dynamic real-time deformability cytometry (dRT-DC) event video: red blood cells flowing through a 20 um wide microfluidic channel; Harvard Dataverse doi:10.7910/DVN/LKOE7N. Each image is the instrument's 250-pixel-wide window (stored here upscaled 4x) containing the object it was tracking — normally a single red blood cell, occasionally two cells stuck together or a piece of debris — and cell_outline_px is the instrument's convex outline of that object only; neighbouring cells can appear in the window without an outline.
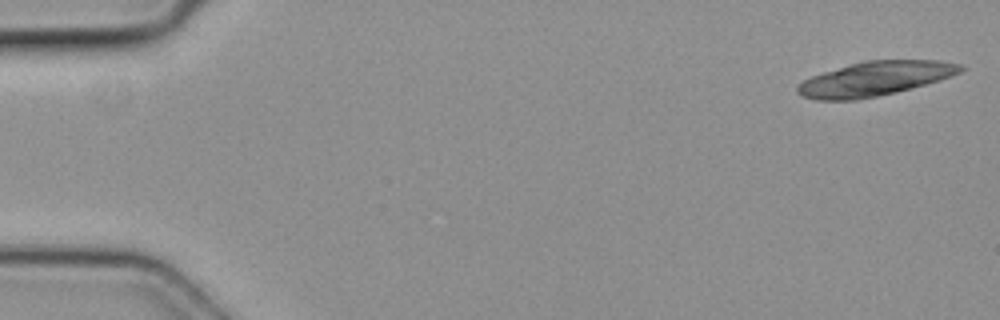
{"species": "common noctule bat (a hibernating species)", "species_latin": "Nyctalus noctula", "temperature_condition": "cold", "stored_images_in_passage": 7, "camera_frame_rate_fps": 3000, "um_per_image_px": 0.085, "animal": {"sex": "female", "body_mass_g": 19.3, "forearm_length_mm": 54.1}, "frame": {"image": 1, "passage_image": 1, "time_ms": 0.0, "image_size_px": [1000, 320], "cell_outline_px": [[968, 68], [960, 72], [940, 80], [896, 92], [856, 100], [816, 100], [804, 96], [796, 92], [796, 88], [804, 80], [812, 76], [824, 72], [864, 60], [936, 60], [960, 64]], "centroid_in_image_um": [74.39, 6.69], "position_along_channel_um": 10.6, "area_um2": 32.31}}
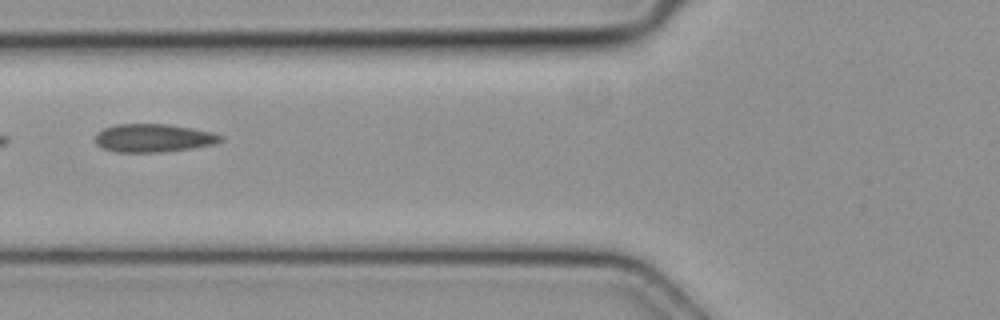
{"frame": {"image": 2, "passage_image": 6, "time_ms": 1.667, "image_size_px": [1000, 320], "cell_outline_px": [[224, 140], [212, 144], [192, 148], [160, 152], [116, 152], [104, 148], [96, 144], [96, 132], [104, 128], [116, 124], [168, 124], [192, 128], [212, 132], [220, 136]], "centroid_in_image_um": [13.01, 11.72], "position_along_channel_um": 112.8, "area_um2": 20.46}}
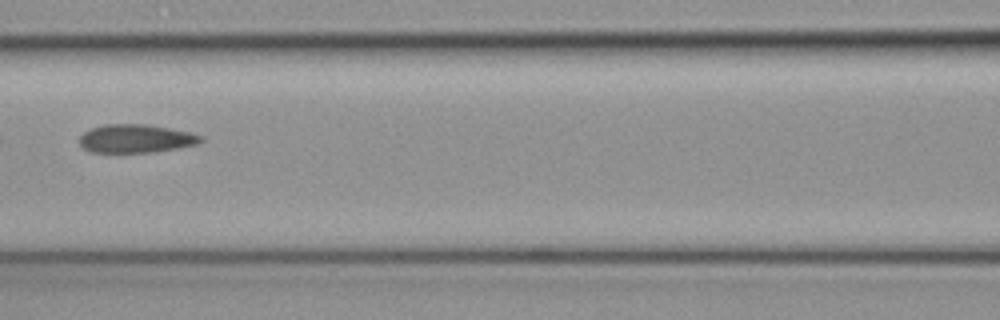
{"frame": {"image": 3, "passage_image": 7, "time_ms": 2.0, "image_size_px": [1000, 320], "cell_outline_px": [[204, 140], [196, 144], [176, 148], [152, 152], [92, 152], [84, 148], [80, 144], [80, 136], [84, 132], [92, 128], [104, 124], [148, 124], [192, 132], [204, 136]], "centroid_in_image_um": [11.58, 11.77], "position_along_channel_um": 155.0, "area_um2": 20.06}}